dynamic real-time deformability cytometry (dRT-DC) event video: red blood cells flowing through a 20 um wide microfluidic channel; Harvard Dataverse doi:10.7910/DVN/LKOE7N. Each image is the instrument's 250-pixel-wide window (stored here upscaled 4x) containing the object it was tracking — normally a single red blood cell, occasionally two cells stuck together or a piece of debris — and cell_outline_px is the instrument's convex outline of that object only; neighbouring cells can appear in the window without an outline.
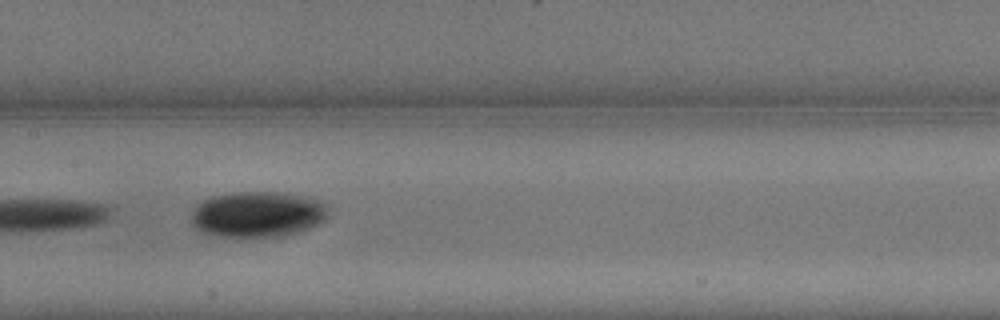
{"species": "common noctule bat (a hibernating species)", "species_latin": "Nyctalus noctula", "temperature_condition": "warm", "stored_images_in_passage": 24, "camera_frame_rate_fps": 3000, "um_per_image_px": 0.085, "animal": {"sex": "male", "body_mass_g": 13.3}, "frame": {"image": 1, "passage_image": 12, "time_ms": 3.667, "image_size_px": [1000, 320], "cell_outline_px": [[328, 208], [324, 220], [308, 228], [284, 236], [220, 236], [204, 232], [196, 228], [192, 224], [192, 212], [196, 204], [212, 196], [232, 192], [284, 192], [312, 196], [328, 204]], "centroid_in_image_um": [21.93, 18.18], "position_along_channel_um": 185.5, "area_um2": 36.65}}
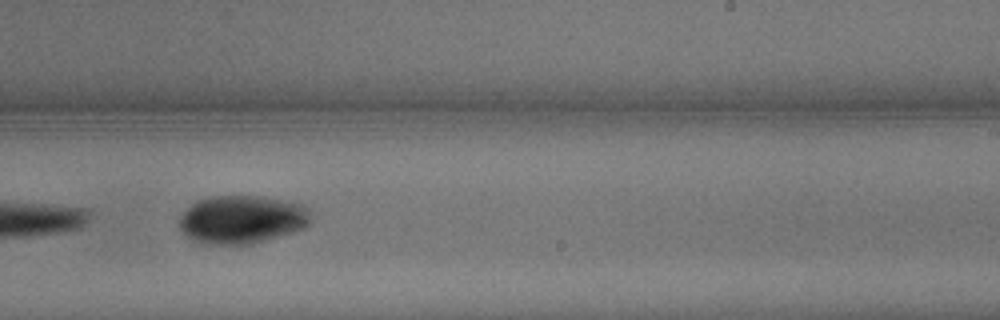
{"frame": {"image": 2, "passage_image": 15, "time_ms": 4.667, "image_size_px": [1000, 320], "cell_outline_px": [[308, 224], [304, 228], [280, 236], [248, 244], [204, 244], [192, 240], [180, 228], [180, 216], [196, 200], [212, 196], [260, 196], [284, 200], [300, 204], [308, 208]], "centroid_in_image_um": [20.53, 18.65], "position_along_channel_um": 268.5, "area_um2": 36.59}}